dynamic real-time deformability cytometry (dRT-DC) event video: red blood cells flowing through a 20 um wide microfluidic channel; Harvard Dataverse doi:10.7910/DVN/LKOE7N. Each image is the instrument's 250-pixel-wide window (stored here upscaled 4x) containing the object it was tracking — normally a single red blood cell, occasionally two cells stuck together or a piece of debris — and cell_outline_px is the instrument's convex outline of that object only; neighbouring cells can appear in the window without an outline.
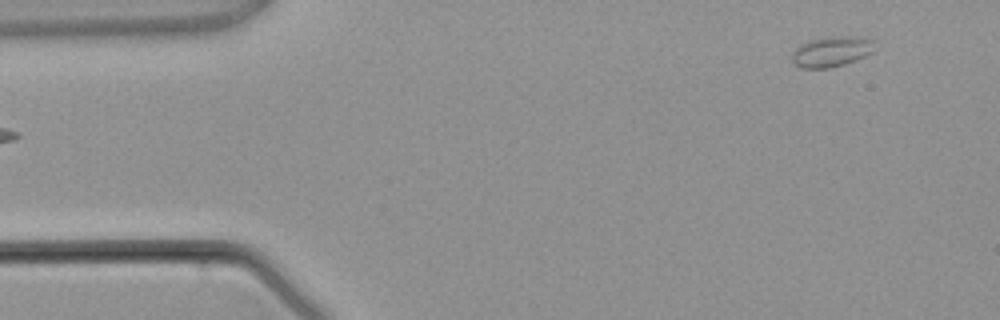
{"species": "common noctule bat (a hibernating species)", "species_latin": "Nyctalus noctula", "temperature_condition": "warm", "stored_images_in_passage": 3, "camera_frame_rate_fps": 3000, "um_per_image_px": 0.085, "animal": {"sex": "male", "body_mass_g": 21.5, "forearm_length_mm": 52.0}, "frame": {"image": 1, "passage_image": 3, "time_ms": 3.667, "image_size_px": [1000, 320], "cell_outline_px": [[872, 52], [856, 60], [844, 64], [828, 68], [800, 68], [792, 60], [792, 52], [800, 44], [812, 40], [832, 36], [852, 36], [872, 40]], "centroid_in_image_um": [70.63, 4.39], "position_along_channel_um": 14.4, "area_um2": 14.33}}